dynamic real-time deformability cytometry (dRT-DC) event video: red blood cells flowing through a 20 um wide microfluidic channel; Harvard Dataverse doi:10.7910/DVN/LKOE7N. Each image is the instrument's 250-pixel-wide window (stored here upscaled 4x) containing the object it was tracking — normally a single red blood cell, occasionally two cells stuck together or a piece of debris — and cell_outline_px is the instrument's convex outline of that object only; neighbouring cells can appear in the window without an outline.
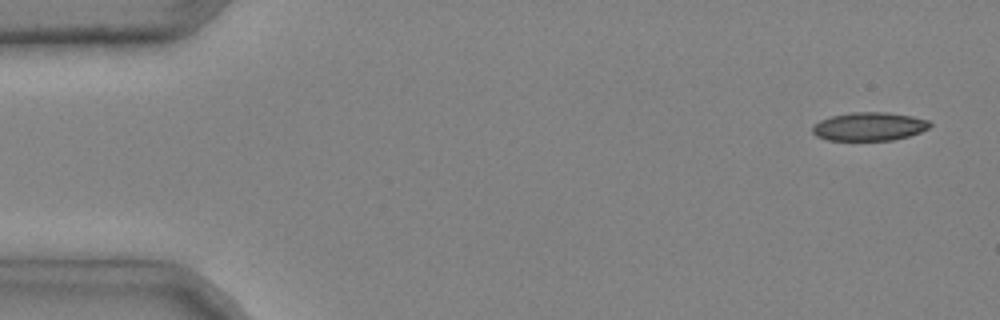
{"species": "common noctule bat (a hibernating species)", "species_latin": "Nyctalus noctula", "temperature_condition": "cold", "stored_images_in_passage": 4, "camera_frame_rate_fps": 3000, "um_per_image_px": 0.085, "animal": {"sex": "male", "body_mass_g": 20.4}, "frame": {"image": 1, "passage_image": 1, "time_ms": 0.0, "image_size_px": [1000, 320], "cell_outline_px": [[932, 124], [928, 128], [920, 132], [908, 136], [892, 140], [828, 140], [816, 136], [812, 132], [812, 128], [820, 120], [832, 116], [848, 112], [884, 112], [912, 116], [928, 120]], "centroid_in_image_um": [73.88, 10.75], "position_along_channel_um": 11.1, "area_um2": 19.36}}
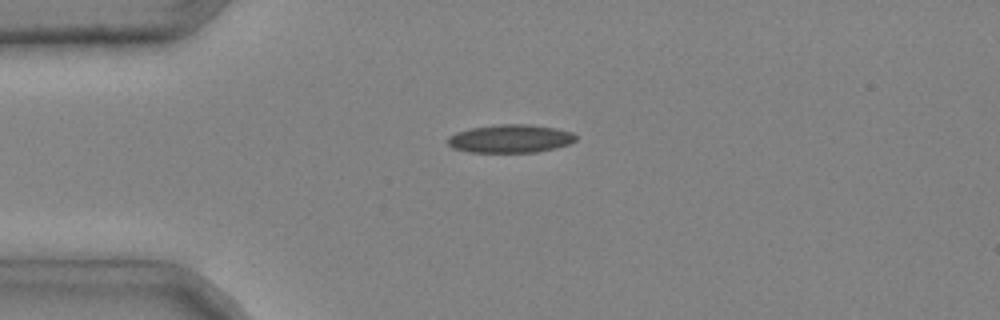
{"frame": {"image": 2, "passage_image": 3, "time_ms": 0.667, "image_size_px": [1000, 320], "cell_outline_px": [[576, 140], [572, 144], [556, 148], [536, 152], [468, 152], [452, 148], [448, 144], [448, 136], [456, 132], [472, 128], [500, 124], [532, 124], [556, 128], [572, 132], [576, 136]], "centroid_in_image_um": [43.41, 11.79], "position_along_channel_um": 41.6, "area_um2": 21.21}}
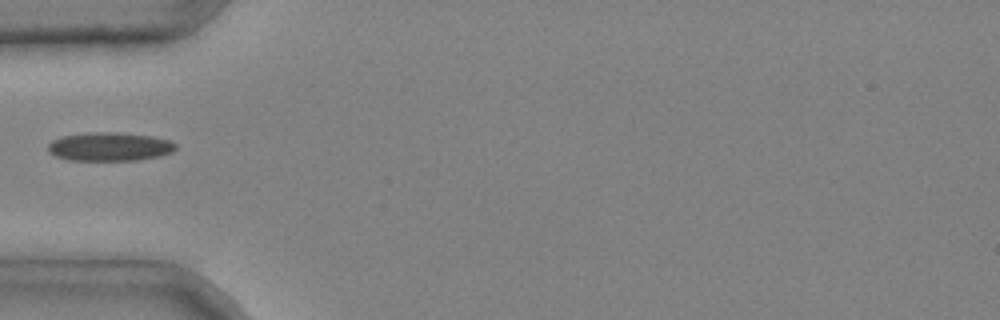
{"frame": {"image": 3, "passage_image": 4, "time_ms": 1.0, "image_size_px": [1000, 320], "cell_outline_px": [[176, 148], [172, 152], [160, 156], [136, 160], [68, 160], [56, 156], [48, 152], [48, 144], [52, 140], [60, 136], [92, 132], [112, 132], [152, 136], [168, 140], [176, 144]], "centroid_in_image_um": [9.29, 12.46], "position_along_channel_um": 75.7, "area_um2": 21.27}}